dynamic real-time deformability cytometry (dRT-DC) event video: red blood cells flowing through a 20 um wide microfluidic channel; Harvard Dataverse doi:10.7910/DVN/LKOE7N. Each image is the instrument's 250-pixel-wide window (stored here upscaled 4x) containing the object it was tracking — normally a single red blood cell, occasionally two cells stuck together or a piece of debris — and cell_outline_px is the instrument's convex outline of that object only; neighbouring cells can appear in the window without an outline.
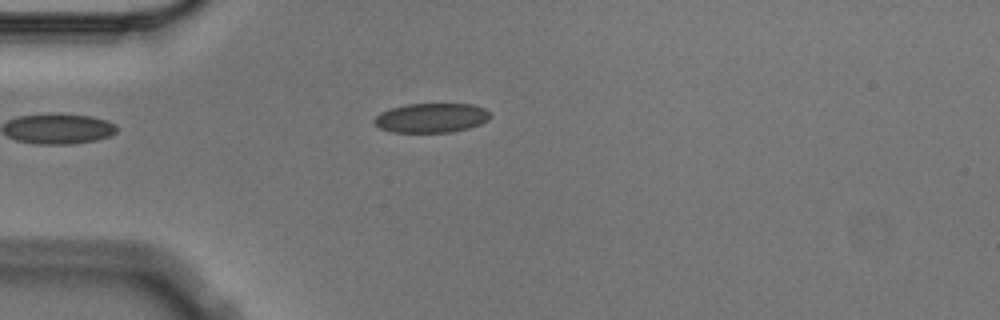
{"species": "Egyptian fruit bat (a non-hibernating species)", "species_latin": "Rousettus aegyptiacus", "temperature_condition": "cold", "stored_images_in_passage": 2, "camera_frame_rate_fps": 3000, "um_per_image_px": 0.085, "animal": {"sex": "male"}, "frame": {"image": 1, "passage_image": 2, "time_ms": 0.333, "image_size_px": [1000, 320], "cell_outline_px": [[488, 120], [480, 124], [468, 128], [452, 132], [392, 132], [380, 128], [372, 120], [380, 112], [404, 104], [472, 104], [484, 108], [488, 112]], "centroid_in_image_um": [36.63, 10.02], "position_along_channel_um": 48.4, "area_um2": 19.77}}